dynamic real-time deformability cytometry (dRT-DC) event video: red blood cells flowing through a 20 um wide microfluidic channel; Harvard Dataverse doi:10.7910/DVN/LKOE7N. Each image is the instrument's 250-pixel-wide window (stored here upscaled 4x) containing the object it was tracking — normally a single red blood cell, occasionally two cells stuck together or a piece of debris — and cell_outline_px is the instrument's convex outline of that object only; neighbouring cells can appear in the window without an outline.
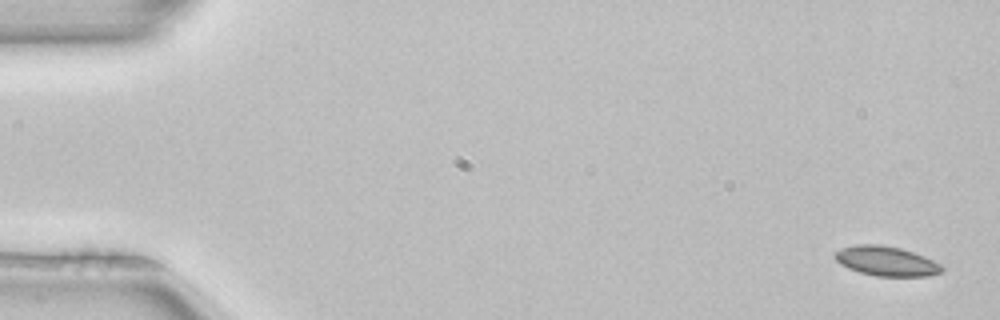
{"species": "common noctule bat (a hibernating species)", "species_latin": "Nyctalus noctula", "temperature_condition": "room temperature", "stored_images_in_passage": 4, "camera_frame_rate_fps": 3000, "um_per_image_px": 0.085, "animal": {"sex": "female", "body_mass_g": 22.7, "forearm_length_mm": 54.2}, "frame": {"image": 1, "passage_image": 1, "time_ms": 0.0, "image_size_px": [1000, 320], "cell_outline_px": [[944, 268], [940, 272], [928, 276], [876, 276], [860, 272], [848, 268], [840, 264], [832, 256], [840, 248], [856, 244], [880, 244], [900, 248], [924, 256], [940, 264]], "centroid_in_image_um": [75.29, 22.18], "position_along_channel_um": 9.7, "area_um2": 18.44}}
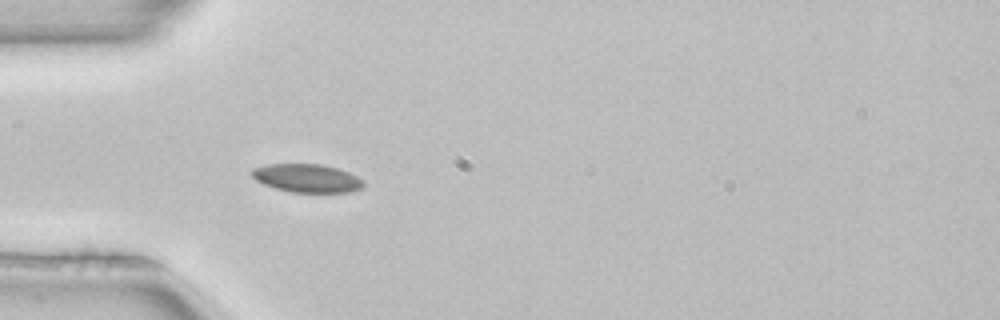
{"frame": {"image": 2, "passage_image": 4, "time_ms": 1.0, "image_size_px": [1000, 320], "cell_outline_px": [[364, 188], [348, 192], [292, 192], [276, 188], [264, 184], [256, 180], [248, 172], [252, 168], [268, 164], [320, 164], [336, 168], [348, 172], [364, 180]], "centroid_in_image_um": [26.08, 15.14], "position_along_channel_um": 58.9, "area_um2": 18.44}}